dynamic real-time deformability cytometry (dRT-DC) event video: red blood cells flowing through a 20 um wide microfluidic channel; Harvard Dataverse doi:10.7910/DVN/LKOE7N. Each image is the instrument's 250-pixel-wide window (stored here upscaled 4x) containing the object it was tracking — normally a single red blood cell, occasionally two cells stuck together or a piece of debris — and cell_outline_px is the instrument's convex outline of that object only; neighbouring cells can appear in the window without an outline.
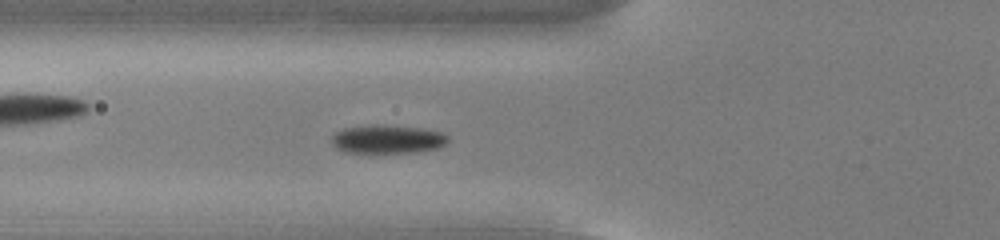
{"species": "common noctule bat (a hibernating species)", "species_latin": "Nyctalus noctula", "temperature_condition": "cold", "stored_images_in_passage": 48, "camera_frame_rate_fps": 3000, "um_per_image_px": 0.085, "animal": {"sex": "male", "body_mass_g": 13.0, "forearm_length_mm": 53.1}, "frame": {"image": 1, "passage_image": 13, "time_ms": 4.0, "image_size_px": [1000, 240], "cell_outline_px": [[448, 140], [440, 148], [420, 152], [344, 152], [336, 148], [332, 144], [332, 136], [336, 132], [344, 128], [372, 124], [380, 124], [420, 128], [440, 132], [448, 136]], "centroid_in_image_um": [32.93, 11.83], "position_along_channel_um": 92.9, "area_um2": 19.36}}
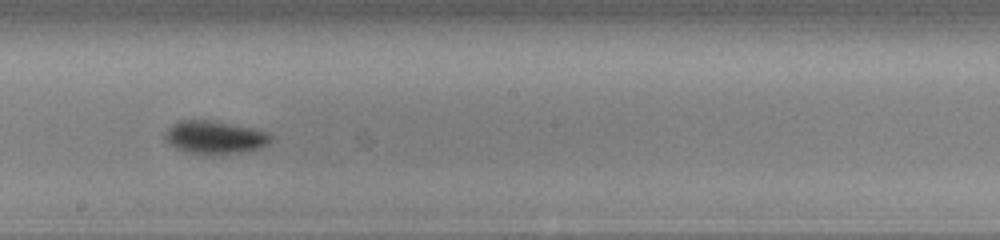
{"frame": {"image": 2, "passage_image": 24, "time_ms": 7.667, "image_size_px": [1000, 240], "cell_outline_px": [[272, 140], [268, 144], [260, 148], [248, 152], [220, 156], [204, 156], [184, 152], [176, 148], [164, 140], [164, 132], [172, 124], [180, 120], [208, 120], [256, 128], [268, 132], [272, 136]], "centroid_in_image_um": [18.27, 11.72], "position_along_channel_um": 229.9, "area_um2": 21.27}}
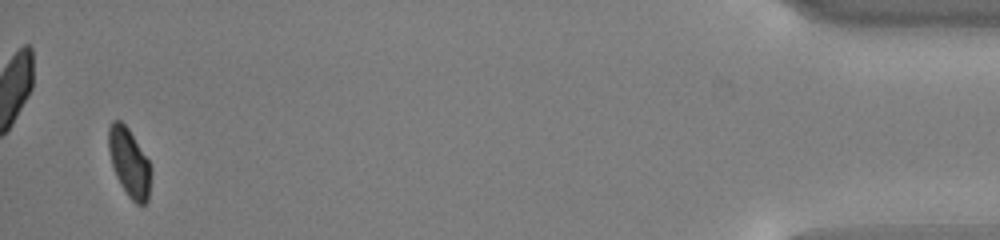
{"frame": {"image": 3, "passage_image": 46, "time_ms": 15.0, "image_size_px": [1000, 240], "cell_outline_px": [[152, 172], [148, 200], [144, 204], [136, 204], [128, 196], [120, 184], [116, 176], [112, 164], [108, 148], [108, 128], [112, 120], [120, 120], [128, 128], [152, 164]], "centroid_in_image_um": [11.01, 13.82], "position_along_channel_um": 424.2, "area_um2": 17.17}, "authors_computed_cell_mechanics": {"area_um2": 18.9006, "velocity_mm_per_s": 3.7359, "shape_relaxation_time_tau1_ms": 2.0273, "shape_relaxation_time_tau2_ms": null, "deformation_change_tau1": 0.0942, "deformation_change_tau2": null}}